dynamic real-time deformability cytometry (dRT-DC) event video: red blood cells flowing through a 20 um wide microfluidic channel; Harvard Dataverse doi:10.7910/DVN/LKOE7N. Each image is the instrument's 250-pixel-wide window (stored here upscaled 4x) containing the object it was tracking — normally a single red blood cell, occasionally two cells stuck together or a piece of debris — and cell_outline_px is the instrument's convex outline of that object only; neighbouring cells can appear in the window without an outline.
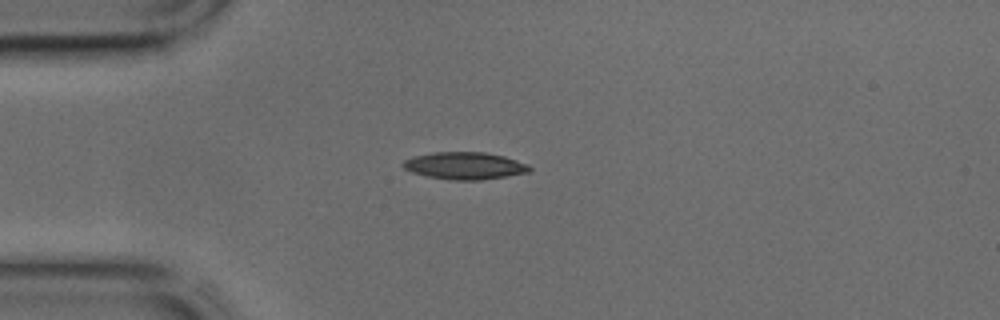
{"species": "common noctule bat (a hibernating species)", "species_latin": "Nyctalus noctula", "temperature_condition": "cold", "stored_images_in_passage": 33, "camera_frame_rate_fps": 3000, "um_per_image_px": 0.085, "animal": {"sex": "male", "body_mass_g": 17.9, "forearm_length_mm": 54.2}, "frame": {"image": 1, "passage_image": 1, "time_ms": 0.0, "image_size_px": [1000, 320], "cell_outline_px": [[532, 168], [528, 172], [508, 176], [480, 180], [452, 180], [424, 176], [412, 172], [404, 168], [400, 164], [404, 160], [412, 156], [432, 152], [484, 152], [504, 156], [528, 164]], "centroid_in_image_um": [39.47, 14.08], "position_along_channel_um": 45.5, "area_um2": 20.23}}
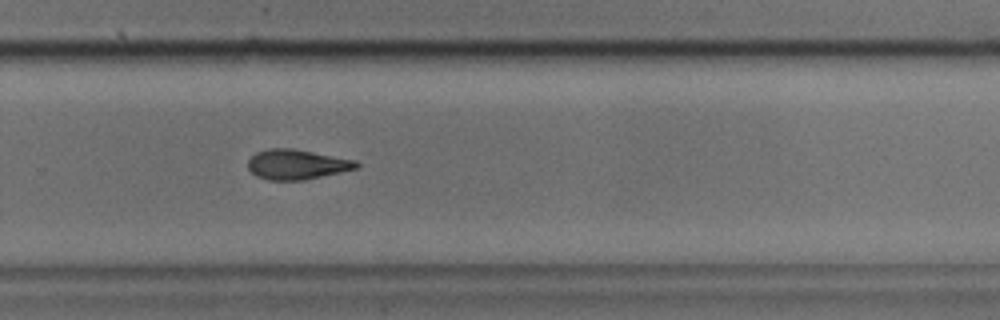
{"frame": {"image": 2, "passage_image": 19, "time_ms": 6.0, "image_size_px": [1000, 320], "cell_outline_px": [[360, 164], [356, 168], [340, 172], [304, 180], [268, 180], [256, 176], [248, 168], [248, 160], [256, 152], [268, 148], [292, 148], [356, 160]], "centroid_in_image_um": [25.2, 13.97], "position_along_channel_um": 304.6, "area_um2": 18.84}}
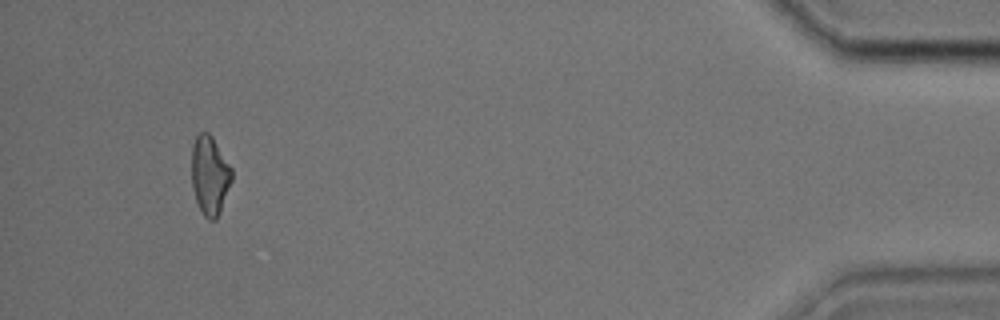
{"frame": {"image": 3, "passage_image": 31, "time_ms": 10.0, "image_size_px": [1000, 320], "cell_outline_px": [[232, 180], [220, 212], [216, 220], [208, 220], [204, 216], [196, 200], [192, 188], [192, 144], [196, 136], [200, 132], [208, 132], [212, 136], [232, 168]], "centroid_in_image_um": [17.83, 14.9], "position_along_channel_um": 417.4, "area_um2": 18.5}}